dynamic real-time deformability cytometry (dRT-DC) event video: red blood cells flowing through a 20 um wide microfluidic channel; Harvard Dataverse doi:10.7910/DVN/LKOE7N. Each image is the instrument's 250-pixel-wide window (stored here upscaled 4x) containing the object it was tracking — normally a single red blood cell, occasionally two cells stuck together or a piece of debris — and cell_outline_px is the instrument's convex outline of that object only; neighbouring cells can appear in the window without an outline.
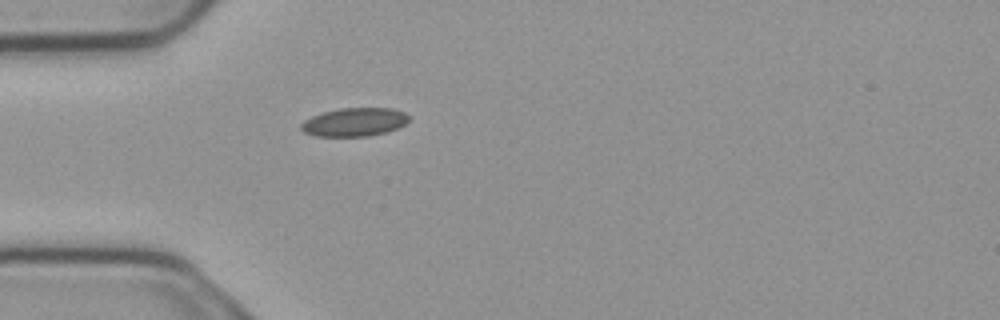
{"species": "common noctule bat (a hibernating species)", "species_latin": "Nyctalus noctula", "temperature_condition": "cold", "stored_images_in_passage": 1, "camera_frame_rate_fps": 3000, "um_per_image_px": 0.085, "animal": {"sex": "male", "body_mass_g": 23.1, "forearm_length_mm": 52.7}, "frame": {"image": 1, "passage_image": 1, "time_ms": 0.0, "image_size_px": [1000, 320], "cell_outline_px": [[412, 116], [404, 124], [396, 128], [384, 132], [368, 136], [316, 136], [304, 132], [300, 128], [300, 124], [304, 120], [312, 116], [324, 112], [340, 108], [392, 108], [404, 112]], "centroid_in_image_um": [30.12, 10.37], "position_along_channel_um": 54.9, "area_um2": 17.8}}